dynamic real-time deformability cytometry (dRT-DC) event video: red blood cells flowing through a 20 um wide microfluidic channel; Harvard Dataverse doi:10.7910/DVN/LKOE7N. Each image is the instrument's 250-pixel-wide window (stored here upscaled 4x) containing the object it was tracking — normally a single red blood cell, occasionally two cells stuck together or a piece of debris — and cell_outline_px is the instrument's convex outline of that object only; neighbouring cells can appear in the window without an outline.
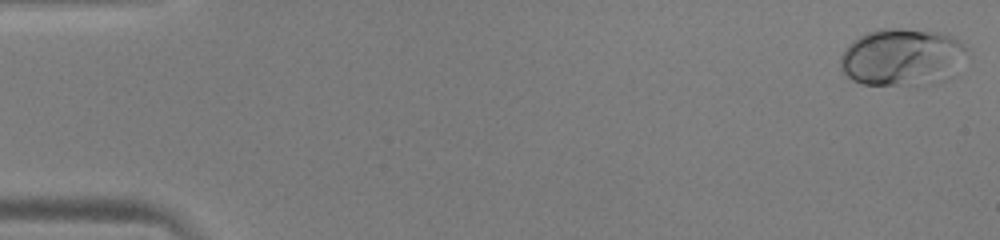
{"species": "human", "species_latin": "Homo sapiens", "temperature_condition": "warm", "stored_images_in_passage": 51, "camera_frame_rate_fps": 3000, "um_per_image_px": 0.085, "donor": {"sex": "male"}, "frame": {"image": 1, "passage_image": 1, "time_ms": 0.0, "image_size_px": [1000, 240], "cell_outline_px": [[968, 48], [956, 76], [940, 84], [924, 88], [864, 84], [852, 80], [840, 68], [840, 56], [848, 44], [852, 40], [868, 32], [880, 28], [904, 28], [940, 32], [952, 36], [960, 40]], "centroid_in_image_um": [76.76, 4.92], "position_along_channel_um": 8.2, "area_um2": 44.16}}
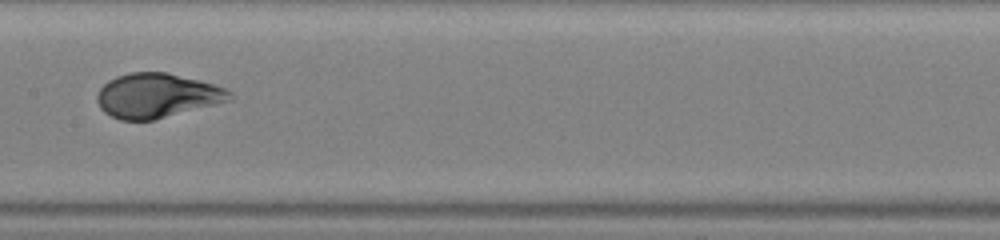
{"frame": {"image": 2, "passage_image": 26, "time_ms": 8.333, "image_size_px": [1000, 240], "cell_outline_px": [[236, 96], [232, 100], [152, 120], [120, 120], [104, 112], [100, 108], [96, 100], [96, 96], [100, 88], [108, 80], [116, 76], [128, 72], [168, 72], [200, 80], [224, 88], [232, 92]], "centroid_in_image_um": [13.34, 8.11], "position_along_channel_um": 194.1, "area_um2": 34.45}}
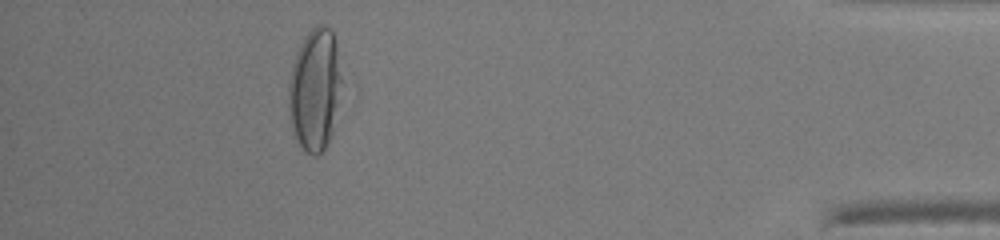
{"frame": {"image": 3, "passage_image": 46, "time_ms": 15.0, "image_size_px": [1000, 240], "cell_outline_px": [[344, 84], [332, 132], [324, 148], [316, 156], [312, 156], [296, 140], [292, 132], [288, 116], [288, 84], [292, 64], [296, 52], [304, 36], [316, 24], [324, 24], [332, 28], [336, 44]], "centroid_in_image_um": [26.77, 7.57], "position_along_channel_um": 408.4, "area_um2": 38.78}, "authors_computed_cell_mechanics": {"area_um2": 34.9112, "velocity_mm_per_s": 4.0076, "shape_relaxation_time_tau1_ms": 4.0929, "shape_relaxation_time_tau2_ms": null, "deformation_change_tau1": 0.2343, "deformation_change_tau2": null}}